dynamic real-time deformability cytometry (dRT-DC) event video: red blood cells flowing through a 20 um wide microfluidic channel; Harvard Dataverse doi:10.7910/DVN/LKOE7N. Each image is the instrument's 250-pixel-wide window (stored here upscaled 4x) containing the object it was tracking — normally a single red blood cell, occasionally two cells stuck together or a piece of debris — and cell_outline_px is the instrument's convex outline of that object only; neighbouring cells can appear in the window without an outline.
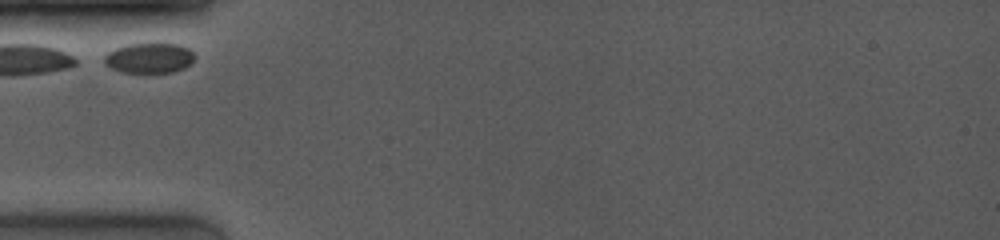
{"species": "common noctule bat (a hibernating species)", "species_latin": "Nyctalus noctula", "temperature_condition": "room temperature", "stored_images_in_passage": 14, "camera_frame_rate_fps": 4000, "um_per_image_px": 0.085, "animal": {"sex": "female", "body_mass_g": 19.0, "forearm_length_mm": 53.3}, "frame": {"image": 1, "passage_image": 1, "time_ms": 0.0, "image_size_px": [1000, 240], "cell_outline_px": [[196, 56], [184, 68], [172, 72], [120, 72], [104, 64], [104, 56], [108, 52], [116, 48], [128, 44], [180, 44], [188, 48]], "centroid_in_image_um": [12.67, 4.93], "position_along_channel_um": 72.3, "area_um2": 15.72}}